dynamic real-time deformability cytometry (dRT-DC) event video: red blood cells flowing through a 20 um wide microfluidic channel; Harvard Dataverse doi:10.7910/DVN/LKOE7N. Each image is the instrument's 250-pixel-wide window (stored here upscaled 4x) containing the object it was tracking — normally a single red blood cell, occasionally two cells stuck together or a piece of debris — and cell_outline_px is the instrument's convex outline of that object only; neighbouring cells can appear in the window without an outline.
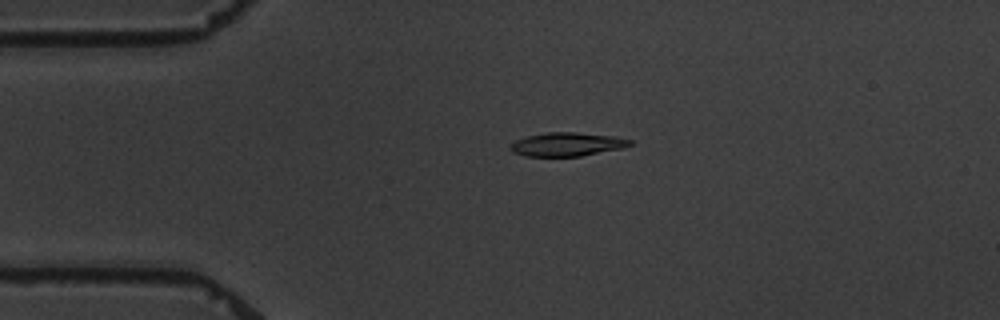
{"species": "common noctule bat (a hibernating species)", "species_latin": "Nyctalus noctula", "temperature_condition": "warm", "stored_images_in_passage": 4, "camera_frame_rate_fps": 3000, "um_per_image_px": 0.085, "animal": {"sex": "male", "body_mass_g": 19.5, "forearm_length_mm": 54.6}, "frame": {"image": 1, "passage_image": 4, "time_ms": 3.333, "image_size_px": [1000, 320], "cell_outline_px": [[632, 144], [624, 148], [580, 156], [524, 156], [512, 152], [508, 148], [516, 140], [528, 136], [548, 132], [576, 132], [612, 136], [632, 140]], "centroid_in_image_um": [48.19, 12.27], "position_along_channel_um": 36.8, "area_um2": 16.42}}